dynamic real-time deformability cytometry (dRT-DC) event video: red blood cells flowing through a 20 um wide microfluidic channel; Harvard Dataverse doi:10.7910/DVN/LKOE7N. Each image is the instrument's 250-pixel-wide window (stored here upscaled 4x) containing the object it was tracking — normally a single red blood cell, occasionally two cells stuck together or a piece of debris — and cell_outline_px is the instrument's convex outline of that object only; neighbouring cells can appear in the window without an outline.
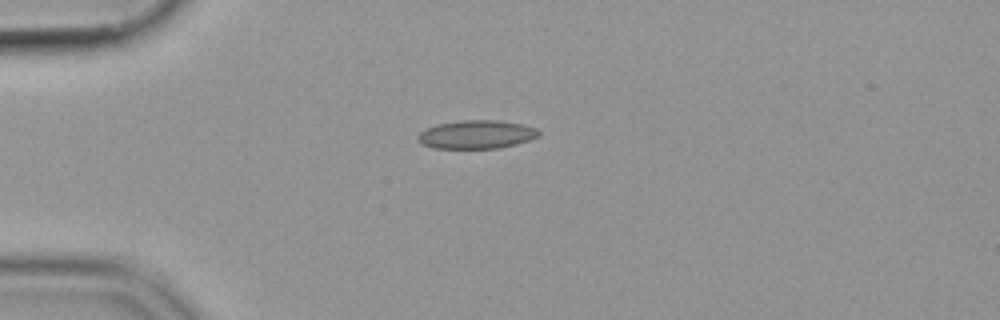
{"species": "common noctule bat (a hibernating species)", "species_latin": "Nyctalus noctula", "temperature_condition": "cold", "stored_images_in_passage": 41, "camera_frame_rate_fps": 3000, "um_per_image_px": 0.085, "animal": {"sex": "female", "body_mass_g": 19.9}, "frame": {"image": 1, "passage_image": 1, "time_ms": 0.0, "image_size_px": [1000, 320], "cell_outline_px": [[540, 136], [516, 144], [500, 148], [432, 148], [416, 140], [416, 136], [424, 128], [436, 124], [460, 120], [500, 120], [524, 124], [536, 128], [540, 132]], "centroid_in_image_um": [40.49, 11.42], "position_along_channel_um": 44.5, "area_um2": 20.29}}
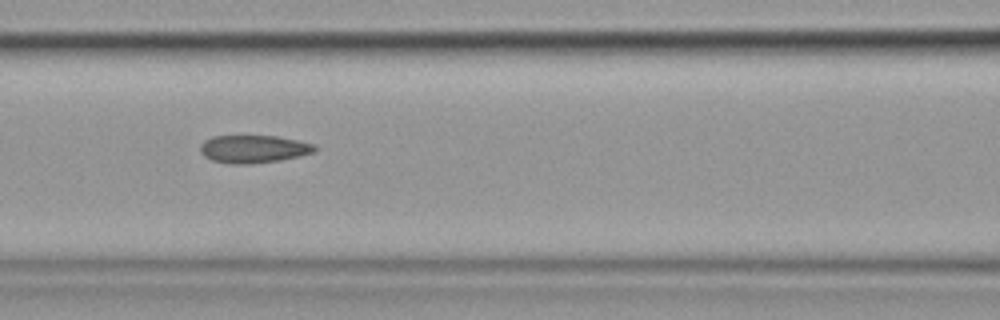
{"frame": {"image": 2, "passage_image": 11, "time_ms": 3.333, "image_size_px": [1000, 320], "cell_outline_px": [[316, 152], [300, 156], [280, 160], [248, 164], [232, 164], [212, 160], [204, 156], [200, 152], [200, 144], [204, 140], [212, 136], [276, 136], [316, 144]], "centroid_in_image_um": [21.55, 12.66], "position_along_channel_um": 145.1, "area_um2": 18.61}}
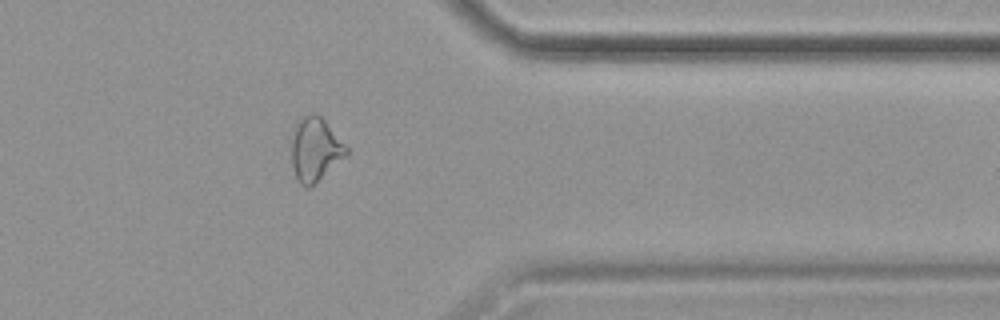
{"frame": {"image": 3, "passage_image": 31, "time_ms": 10.0, "image_size_px": [1000, 320], "cell_outline_px": [[348, 156], [308, 188], [304, 188], [296, 180], [292, 168], [292, 128], [296, 120], [312, 112], [316, 112], [324, 120], [348, 148]], "centroid_in_image_um": [26.77, 12.69], "position_along_channel_um": 384.6, "area_um2": 20.63}}